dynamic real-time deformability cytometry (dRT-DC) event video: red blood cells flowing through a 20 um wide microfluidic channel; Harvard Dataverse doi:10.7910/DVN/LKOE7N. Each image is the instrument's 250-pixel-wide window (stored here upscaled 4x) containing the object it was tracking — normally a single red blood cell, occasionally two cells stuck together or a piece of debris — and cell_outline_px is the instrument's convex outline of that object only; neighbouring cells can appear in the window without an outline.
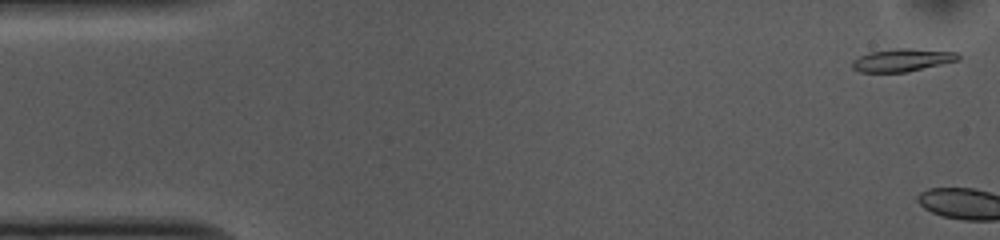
{"species": "common noctule bat (a hibernating species)", "species_latin": "Nyctalus noctula", "temperature_condition": "cold", "stored_images_in_passage": 3, "camera_frame_rate_fps": 3000, "um_per_image_px": 0.085, "animal": {"sex": "female", "body_mass_g": 10.0, "forearm_length_mm": 53.1}, "frame": {"image": 1, "passage_image": 1, "time_ms": 0.0, "image_size_px": [1000, 240], "cell_outline_px": [[960, 60], [904, 72], [860, 72], [852, 68], [852, 60], [868, 52], [896, 48], [912, 48], [956, 52], [960, 56]], "centroid_in_image_um": [76.67, 5.09], "position_along_channel_um": 8.3, "area_um2": 14.05}}